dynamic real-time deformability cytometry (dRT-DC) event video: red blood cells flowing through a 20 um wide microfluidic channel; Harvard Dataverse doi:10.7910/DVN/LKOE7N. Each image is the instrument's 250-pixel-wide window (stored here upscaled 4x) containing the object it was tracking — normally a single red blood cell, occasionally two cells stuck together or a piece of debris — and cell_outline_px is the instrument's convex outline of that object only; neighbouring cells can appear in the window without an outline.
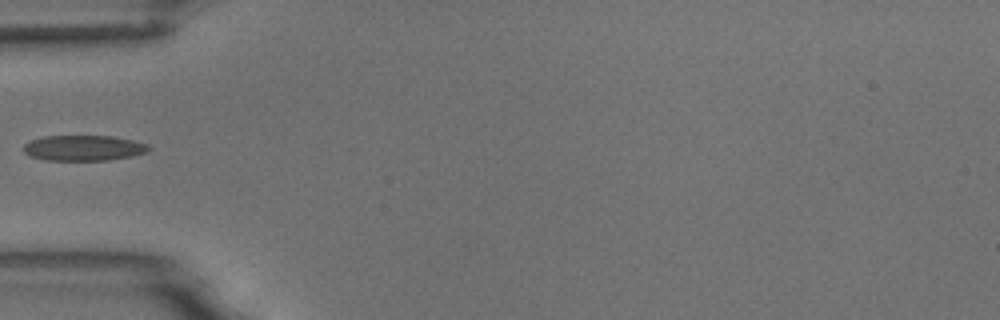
{"species": "common noctule bat (a hibernating species)", "species_latin": "Nyctalus noctula", "temperature_condition": "room temperature", "stored_images_in_passage": 5, "camera_frame_rate_fps": 3000, "um_per_image_px": 0.085, "animal": {"sex": "male", "body_mass_g": 18.8}, "frame": {"image": 1, "passage_image": 5, "time_ms": 4.667, "image_size_px": [1000, 320], "cell_outline_px": [[152, 148], [148, 152], [132, 156], [108, 160], [44, 160], [28, 156], [24, 152], [24, 144], [32, 140], [44, 136], [112, 136], [132, 140], [148, 144]], "centroid_in_image_um": [7.12, 12.58], "position_along_channel_um": 77.9, "area_um2": 18.67}}